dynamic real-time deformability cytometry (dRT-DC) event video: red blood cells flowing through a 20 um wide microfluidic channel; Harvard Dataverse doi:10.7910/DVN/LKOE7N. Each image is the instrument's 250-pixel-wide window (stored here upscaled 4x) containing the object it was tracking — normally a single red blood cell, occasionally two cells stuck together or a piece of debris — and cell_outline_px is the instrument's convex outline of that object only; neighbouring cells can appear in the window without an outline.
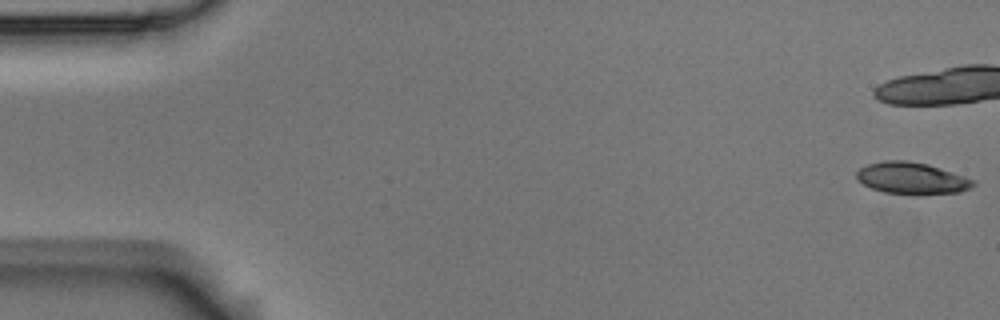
{"species": "Egyptian fruit bat (a non-hibernating species)", "species_latin": "Rousettus aegyptiacus", "temperature_condition": "room temperature", "stored_images_in_passage": 6, "camera_frame_rate_fps": 3000, "um_per_image_px": 0.085, "animal": {"sex": "male"}, "frame": {"image": 1, "passage_image": 1, "time_ms": 0.0, "image_size_px": [1000, 320], "cell_outline_px": [[976, 184], [972, 188], [960, 192], [884, 192], [872, 188], [856, 180], [856, 172], [860, 168], [868, 164], [884, 160], [904, 160], [928, 164], [976, 180]], "centroid_in_image_um": [77.49, 15.11], "position_along_channel_um": 7.5, "area_um2": 20.92}}